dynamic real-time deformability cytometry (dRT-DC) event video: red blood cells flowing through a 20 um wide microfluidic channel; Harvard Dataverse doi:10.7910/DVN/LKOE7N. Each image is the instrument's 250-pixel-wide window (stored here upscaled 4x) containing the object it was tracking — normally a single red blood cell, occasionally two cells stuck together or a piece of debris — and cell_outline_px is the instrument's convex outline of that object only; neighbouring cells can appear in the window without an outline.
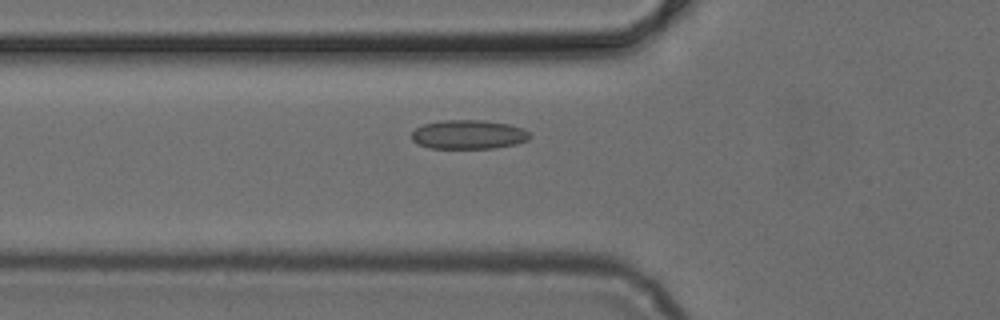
{"species": "common noctule bat (a hibernating species)", "species_latin": "Nyctalus noctula", "temperature_condition": "cold", "stored_images_in_passage": 8, "camera_frame_rate_fps": 3000, "um_per_image_px": 0.085, "animal": {"sex": "female", "body_mass_g": 24.6, "forearm_length_mm": 56.2}, "frame": {"image": 1, "passage_image": 6, "time_ms": 1.667, "image_size_px": [1000, 320], "cell_outline_px": [[532, 136], [528, 140], [516, 144], [496, 148], [428, 148], [416, 144], [412, 140], [412, 132], [416, 128], [424, 124], [440, 120], [484, 120], [512, 124], [524, 128]], "centroid_in_image_um": [39.85, 11.43], "position_along_channel_um": 86.0, "area_um2": 20.35}}